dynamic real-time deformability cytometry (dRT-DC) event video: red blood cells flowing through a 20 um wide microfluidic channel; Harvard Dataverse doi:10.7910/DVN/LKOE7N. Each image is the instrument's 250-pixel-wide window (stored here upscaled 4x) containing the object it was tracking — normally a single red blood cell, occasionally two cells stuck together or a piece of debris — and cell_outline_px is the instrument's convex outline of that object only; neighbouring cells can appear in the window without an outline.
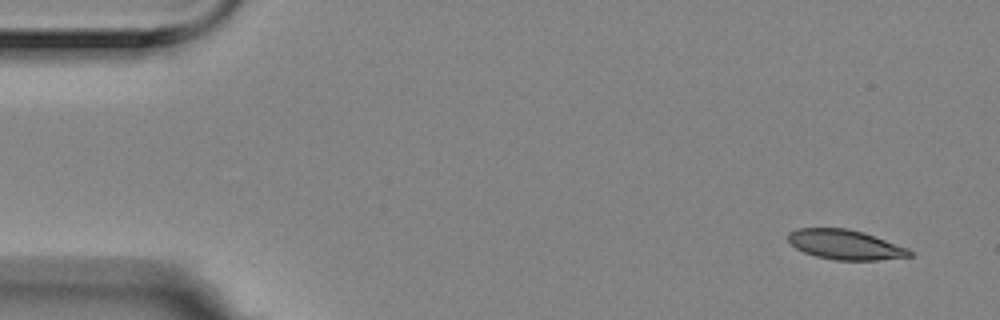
{"species": "Egyptian fruit bat (a non-hibernating species)", "species_latin": "Rousettus aegyptiacus", "temperature_condition": "room temperature", "stored_images_in_passage": 54, "camera_frame_rate_fps": 3000, "um_per_image_px": 0.085, "animal": {"sex": "female"}, "frame": {"image": 1, "passage_image": 1, "time_ms": 0.0, "image_size_px": [1000, 320], "cell_outline_px": [[912, 256], [876, 260], [836, 260], [816, 256], [804, 252], [796, 248], [788, 240], [788, 232], [796, 228], [848, 228], [864, 232], [908, 248], [912, 252]], "centroid_in_image_um": [71.83, 20.78], "position_along_channel_um": 13.2, "area_um2": 21.04}}
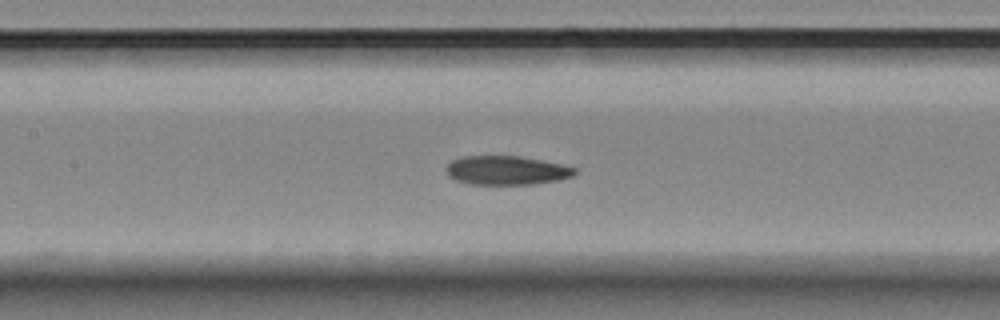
{"frame": {"image": 2, "passage_image": 23, "time_ms": 7.333, "image_size_px": [1000, 320], "cell_outline_px": [[576, 172], [572, 176], [556, 180], [532, 184], [472, 184], [456, 180], [448, 176], [448, 164], [452, 160], [460, 156], [520, 156], [564, 164], [576, 168]], "centroid_in_image_um": [43.07, 14.47], "position_along_channel_um": 164.3, "area_um2": 21.56}}
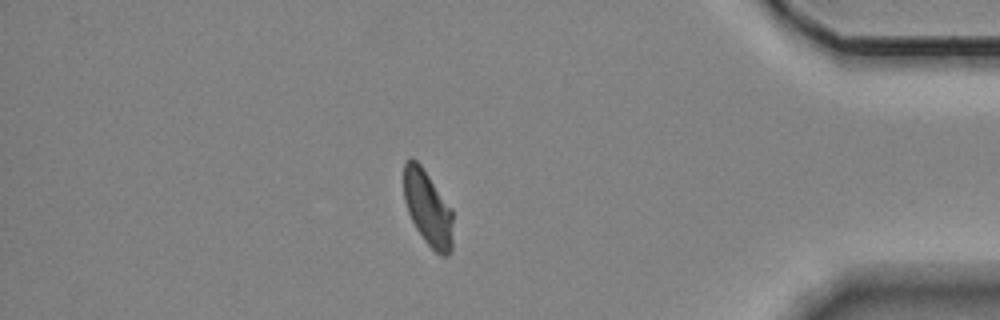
{"frame": {"image": 3, "passage_image": 46, "time_ms": 15.0, "image_size_px": [1000, 320], "cell_outline_px": [[452, 252], [448, 256], [440, 256], [424, 240], [416, 228], [408, 212], [404, 200], [404, 160], [412, 156], [420, 164], [452, 208]], "centroid_in_image_um": [36.37, 17.69], "position_along_channel_um": 398.8, "area_um2": 21.62}}